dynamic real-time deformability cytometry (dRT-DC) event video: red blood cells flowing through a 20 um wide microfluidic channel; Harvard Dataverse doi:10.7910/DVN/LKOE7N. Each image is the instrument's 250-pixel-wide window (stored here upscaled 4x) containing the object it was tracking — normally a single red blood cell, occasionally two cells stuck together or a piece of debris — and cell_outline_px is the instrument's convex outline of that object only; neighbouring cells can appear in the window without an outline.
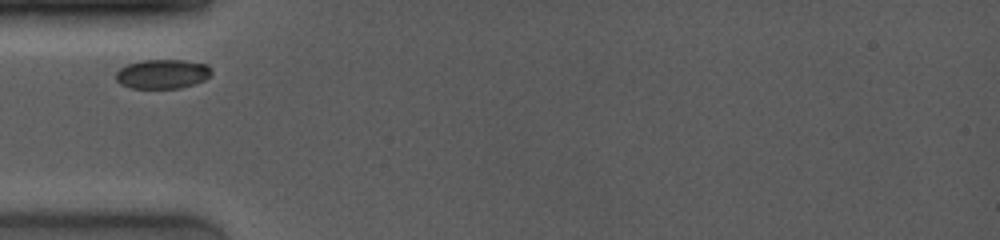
{"species": "common noctule bat (a hibernating species)", "species_latin": "Nyctalus noctula", "temperature_condition": "room temperature", "stored_images_in_passage": 3, "camera_frame_rate_fps": 4000, "um_per_image_px": 0.085, "animal": {"sex": "female", "body_mass_g": 19.0, "forearm_length_mm": 53.3}, "frame": {"image": 1, "passage_image": 1, "time_ms": 0.0, "image_size_px": [1000, 240], "cell_outline_px": [[212, 72], [204, 80], [180, 88], [132, 88], [120, 84], [116, 80], [116, 72], [120, 68], [128, 64], [140, 60], [180, 60], [208, 64], [212, 68]], "centroid_in_image_um": [13.8, 6.28], "position_along_channel_um": 71.2, "area_um2": 16.3}}